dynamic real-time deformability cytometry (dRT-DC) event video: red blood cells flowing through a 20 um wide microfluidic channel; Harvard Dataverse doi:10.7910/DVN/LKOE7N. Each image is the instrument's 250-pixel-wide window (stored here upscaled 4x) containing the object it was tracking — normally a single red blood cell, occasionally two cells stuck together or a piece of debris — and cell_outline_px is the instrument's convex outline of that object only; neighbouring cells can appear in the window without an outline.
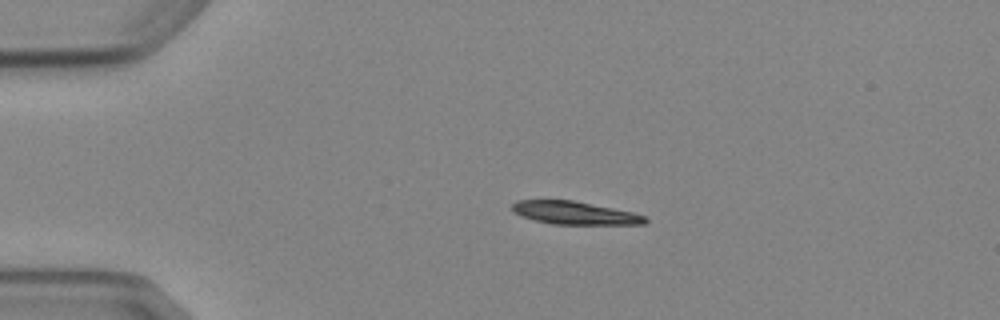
{"species": "Egyptian fruit bat (a non-hibernating species)", "species_latin": "Rousettus aegyptiacus", "temperature_condition": "cold", "stored_images_in_passage": 3, "camera_frame_rate_fps": 3000, "um_per_image_px": 0.085, "animal": {"sex": "female"}, "frame": {"image": 1, "passage_image": 2, "time_ms": 2.0, "image_size_px": [1000, 320], "cell_outline_px": [[648, 220], [644, 224], [552, 224], [520, 216], [512, 212], [512, 204], [516, 200], [572, 200], [632, 212], [648, 216]], "centroid_in_image_um": [48.83, 18.1], "position_along_channel_um": 36.2, "area_um2": 17.74}}